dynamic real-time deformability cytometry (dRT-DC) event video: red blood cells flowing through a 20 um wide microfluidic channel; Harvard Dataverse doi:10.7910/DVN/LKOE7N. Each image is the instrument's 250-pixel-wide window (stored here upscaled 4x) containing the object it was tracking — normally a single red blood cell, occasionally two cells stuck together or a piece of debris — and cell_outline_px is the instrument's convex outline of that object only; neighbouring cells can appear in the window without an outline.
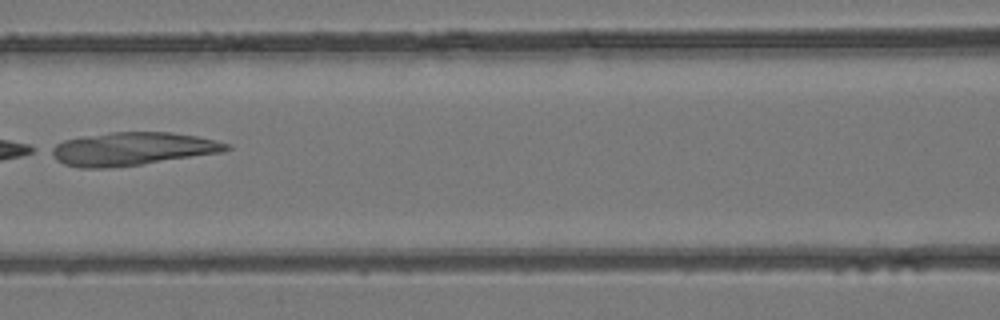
{"species": "common noctule bat (a hibernating species)", "species_latin": "Nyctalus noctula", "temperature_condition": "room temperature", "stored_images_in_passage": 6, "camera_frame_rate_fps": 3000, "um_per_image_px": 0.085, "animal": {"sex": "female", "body_mass_g": 24.6, "forearm_length_mm": 56.2}, "frame": {"image": 1, "passage_image": 6, "time_ms": 1.667, "image_size_px": [1000, 320], "cell_outline_px": [[232, 148], [224, 152], [140, 164], [108, 168], [76, 168], [64, 164], [56, 160], [44, 152], [48, 148], [64, 140], [84, 136], [112, 132], [172, 132], [196, 136], [216, 140], [232, 144]], "centroid_in_image_um": [11.19, 12.65], "position_along_channel_um": 155.4, "area_um2": 34.22}}